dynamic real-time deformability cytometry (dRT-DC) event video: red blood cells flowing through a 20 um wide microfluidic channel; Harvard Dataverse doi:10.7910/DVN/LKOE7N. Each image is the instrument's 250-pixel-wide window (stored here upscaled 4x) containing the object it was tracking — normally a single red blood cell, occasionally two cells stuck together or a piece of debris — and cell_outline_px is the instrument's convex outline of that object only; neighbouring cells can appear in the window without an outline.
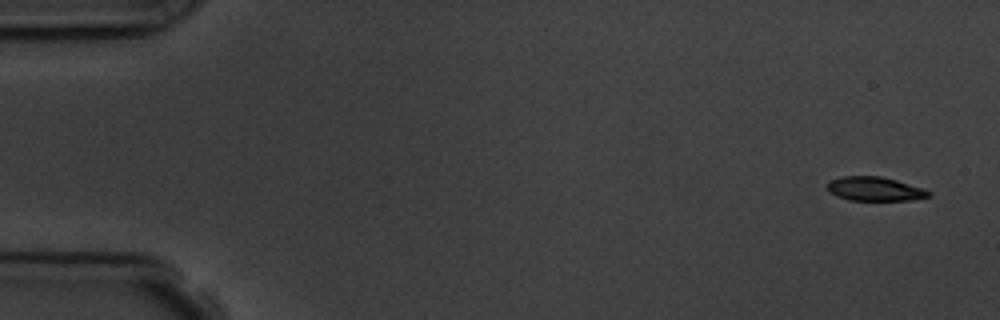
{"species": "common noctule bat (a hibernating species)", "species_latin": "Nyctalus noctula", "temperature_condition": "room temperature", "stored_images_in_passage": 4, "camera_frame_rate_fps": 3000, "um_per_image_px": 0.085, "animal": {"sex": "male", "body_mass_g": 19.5, "forearm_length_mm": 54.6}, "frame": {"image": 1, "passage_image": 1, "time_ms": 0.0, "image_size_px": [1000, 320], "cell_outline_px": [[932, 196], [908, 200], [848, 200], [836, 196], [828, 192], [824, 184], [828, 180], [840, 176], [880, 176], [896, 180], [924, 188], [932, 192]], "centroid_in_image_um": [74.29, 16.05], "position_along_channel_um": 10.7, "area_um2": 14.51}}